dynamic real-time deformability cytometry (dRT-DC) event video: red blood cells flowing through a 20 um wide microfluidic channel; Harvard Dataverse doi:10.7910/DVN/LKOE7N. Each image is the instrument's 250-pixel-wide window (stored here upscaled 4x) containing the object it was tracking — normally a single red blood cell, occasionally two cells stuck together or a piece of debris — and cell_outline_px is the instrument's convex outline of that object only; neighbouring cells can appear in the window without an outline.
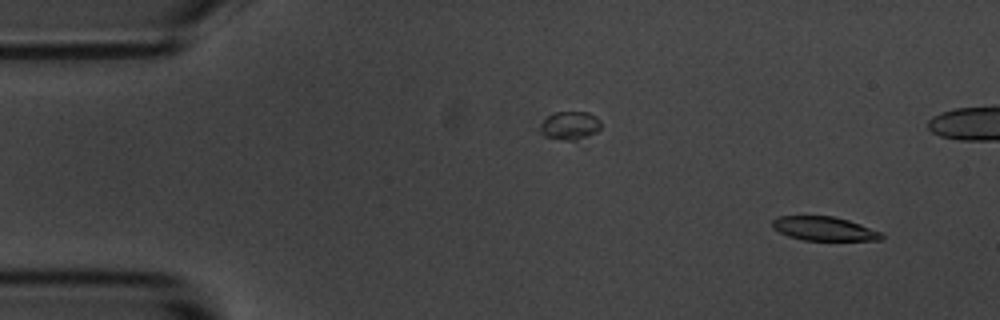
{"species": "common noctule bat (a hibernating species)", "species_latin": "Nyctalus noctula", "temperature_condition": "room temperature", "stored_images_in_passage": 7, "camera_frame_rate_fps": 3000, "um_per_image_px": 0.085, "animal": {"sex": "male", "body_mass_g": 20.1, "forearm_length_mm": 53.5}, "frame": {"image": 1, "passage_image": 1, "time_ms": 0.0, "image_size_px": [1000, 320], "cell_outline_px": [[884, 236], [880, 240], [804, 240], [788, 236], [772, 228], [772, 220], [780, 216], [832, 216], [848, 220], [860, 224], [880, 232]], "centroid_in_image_um": [70.02, 19.43], "position_along_channel_um": 15.0, "area_um2": 15.09}}